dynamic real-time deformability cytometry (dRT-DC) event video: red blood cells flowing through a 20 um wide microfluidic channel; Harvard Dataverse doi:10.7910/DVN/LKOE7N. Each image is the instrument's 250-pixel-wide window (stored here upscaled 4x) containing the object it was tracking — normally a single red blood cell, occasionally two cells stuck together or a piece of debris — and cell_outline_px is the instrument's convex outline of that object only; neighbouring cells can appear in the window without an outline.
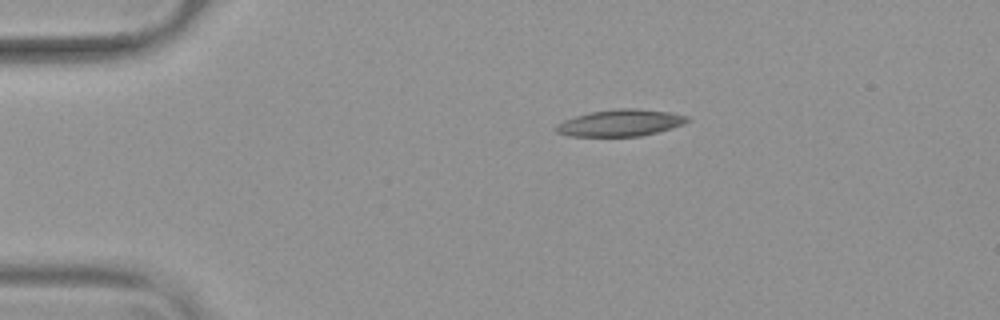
{"species": "common noctule bat (a hibernating species)", "species_latin": "Nyctalus noctula", "temperature_condition": "warm", "stored_images_in_passage": 44, "camera_frame_rate_fps": 3000, "um_per_image_px": 0.085, "animal": {"sex": "female", "body_mass_g": 19.9}, "frame": {"image": 1, "passage_image": 1, "time_ms": 0.0, "image_size_px": [1000, 320], "cell_outline_px": [[692, 120], [684, 124], [672, 128], [640, 136], [568, 136], [556, 132], [552, 128], [556, 124], [564, 120], [576, 116], [592, 112], [620, 108], [632, 108], [672, 112], [688, 116]], "centroid_in_image_um": [52.74, 10.45], "position_along_channel_um": 32.3, "area_um2": 20.52}}
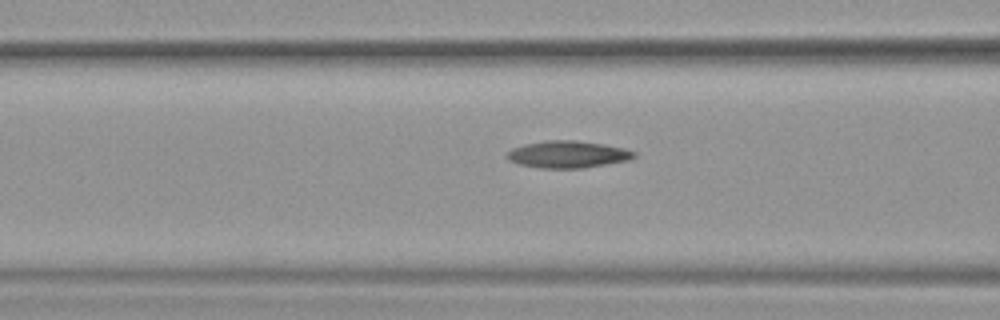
{"frame": {"image": 2, "passage_image": 12, "time_ms": 3.667, "image_size_px": [1000, 320], "cell_outline_px": [[636, 156], [628, 160], [584, 168], [540, 168], [520, 164], [508, 160], [504, 156], [512, 148], [524, 144], [544, 140], [576, 140], [604, 144], [624, 148], [636, 152]], "centroid_in_image_um": [48.24, 13.11], "position_along_channel_um": 118.4, "area_um2": 20.11}}
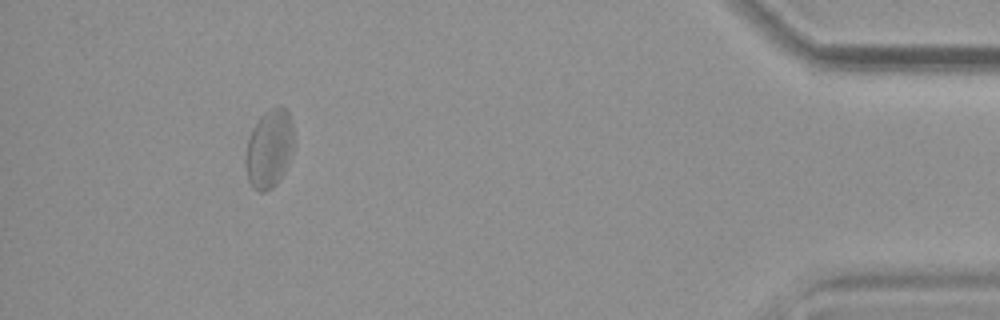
{"frame": {"image": 3, "passage_image": 40, "time_ms": 13.0, "image_size_px": [1000, 320], "cell_outline_px": [[292, 152], [284, 172], [280, 180], [272, 188], [264, 192], [260, 192], [252, 188], [248, 180], [244, 164], [244, 160], [248, 140], [252, 128], [260, 116], [268, 108], [280, 104], [288, 108], [292, 124]], "centroid_in_image_um": [22.86, 12.62], "position_along_channel_um": 412.3, "area_um2": 22.48}, "authors_computed_cell_mechanics": {"area_um2": 20.4034, "velocity_mm_per_s": 3.7533, "shape_relaxation_time_tau1_ms": null, "shape_relaxation_time_tau2_ms": 2.4124, "deformation_change_tau1": null, "deformation_change_tau2": 0.1063}}